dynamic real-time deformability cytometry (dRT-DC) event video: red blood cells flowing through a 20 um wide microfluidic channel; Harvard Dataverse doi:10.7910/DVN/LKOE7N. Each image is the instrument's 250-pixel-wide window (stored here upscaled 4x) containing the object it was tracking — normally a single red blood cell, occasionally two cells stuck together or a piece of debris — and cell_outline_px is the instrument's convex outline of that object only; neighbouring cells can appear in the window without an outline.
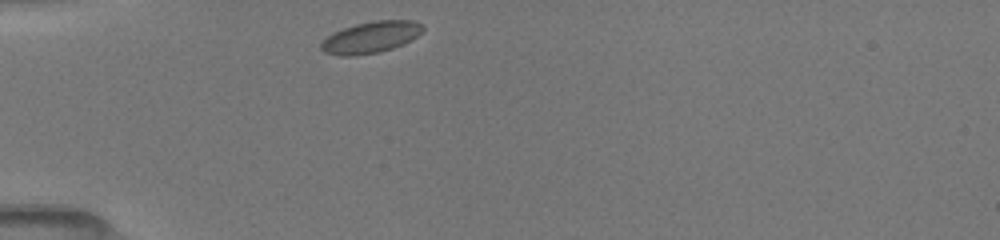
{"species": "common noctule bat (a hibernating species)", "species_latin": "Nyctalus noctula", "temperature_condition": "room temperature", "stored_images_in_passage": 15, "camera_frame_rate_fps": 3000, "um_per_image_px": 0.085, "animal": {"sex": "female", "body_mass_g": 19.5, "forearm_length_mm": 54.1}, "frame": {"image": 1, "passage_image": 1, "time_ms": 0.0, "image_size_px": [1000, 240], "cell_outline_px": [[424, 28], [416, 36], [392, 48], [380, 52], [352, 56], [340, 56], [324, 52], [320, 48], [320, 44], [332, 32], [356, 24], [376, 20], [412, 20], [420, 24]], "centroid_in_image_um": [31.46, 3.17], "position_along_channel_um": 53.5, "area_um2": 18.38}}
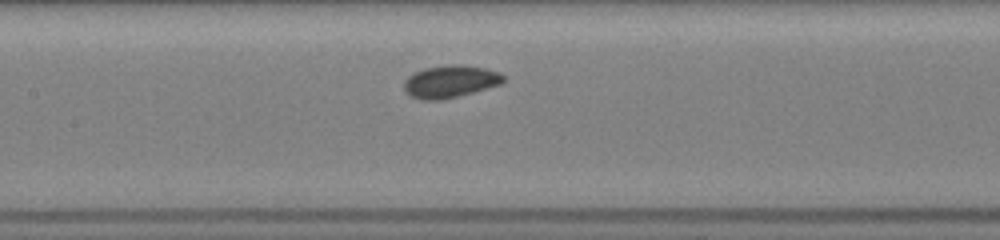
{"frame": {"image": 2, "passage_image": 9, "time_ms": 3.333, "image_size_px": [1000, 240], "cell_outline_px": [[504, 80], [500, 84], [472, 92], [440, 100], [420, 100], [408, 96], [404, 92], [404, 80], [412, 72], [424, 68], [448, 64], [464, 64], [488, 68], [500, 72], [504, 76]], "centroid_in_image_um": [38.22, 6.91], "position_along_channel_um": 169.2, "area_um2": 19.07}}
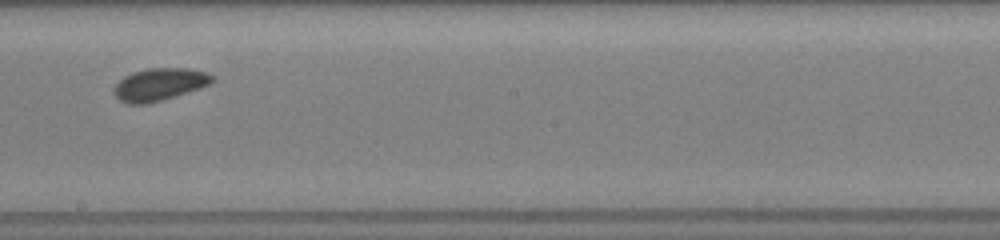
{"frame": {"image": 3, "passage_image": 13, "time_ms": 5.0, "image_size_px": [1000, 240], "cell_outline_px": [[216, 80], [200, 88], [148, 104], [128, 104], [120, 100], [112, 92], [112, 88], [124, 76], [132, 72], [148, 68], [184, 68], [208, 72], [216, 76]], "centroid_in_image_um": [13.55, 7.17], "position_along_channel_um": 234.6, "area_um2": 18.67}}